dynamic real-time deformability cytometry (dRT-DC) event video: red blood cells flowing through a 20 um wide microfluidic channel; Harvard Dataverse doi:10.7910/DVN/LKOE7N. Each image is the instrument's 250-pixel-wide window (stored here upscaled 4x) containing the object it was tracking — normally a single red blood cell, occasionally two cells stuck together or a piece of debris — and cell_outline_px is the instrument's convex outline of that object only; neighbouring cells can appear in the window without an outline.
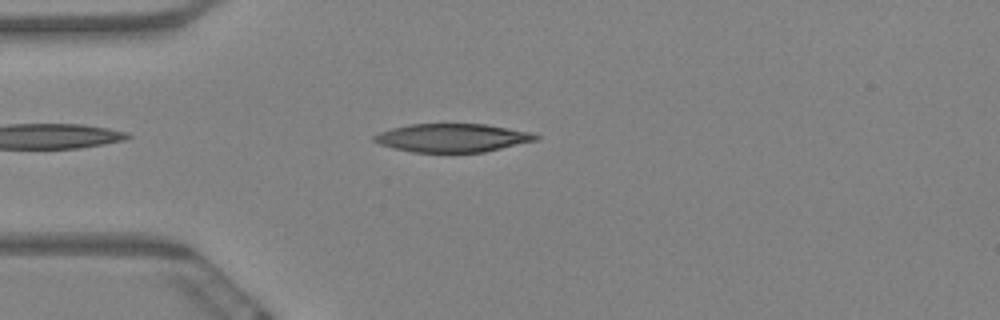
{"species": "Egyptian fruit bat (a non-hibernating species)", "species_latin": "Rousettus aegyptiacus", "temperature_condition": "warm", "stored_images_in_passage": 6, "camera_frame_rate_fps": 3000, "um_per_image_px": 0.085, "animal": {"sex": "female"}, "frame": {"image": 1, "passage_image": 2, "time_ms": 0.333, "image_size_px": [1000, 320], "cell_outline_px": [[540, 136], [536, 140], [484, 152], [412, 152], [392, 148], [380, 144], [372, 140], [372, 136], [380, 132], [392, 128], [408, 124], [484, 124], [528, 132]], "centroid_in_image_um": [38.38, 11.72], "position_along_channel_um": 46.6, "area_um2": 26.47}}
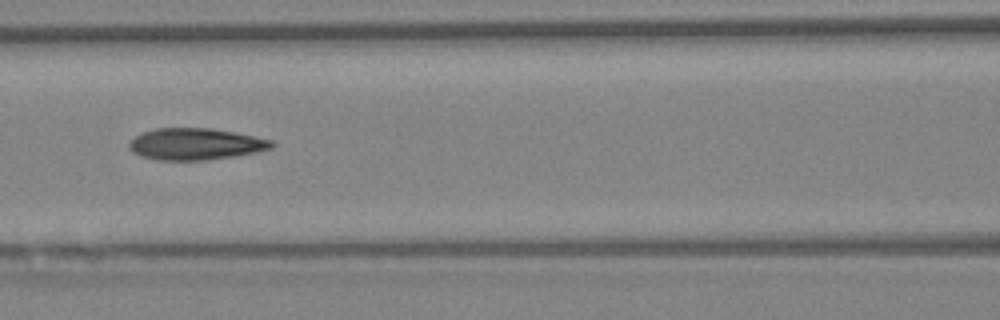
{"frame": {"image": 2, "passage_image": 5, "time_ms": 1.333, "image_size_px": [1000, 320], "cell_outline_px": [[276, 144], [272, 148], [232, 156], [208, 160], [156, 160], [140, 156], [132, 152], [128, 148], [128, 144], [136, 136], [144, 132], [156, 128], [208, 128], [232, 132], [272, 140]], "centroid_in_image_um": [16.57, 12.25], "position_along_channel_um": 150.0, "area_um2": 26.01}}
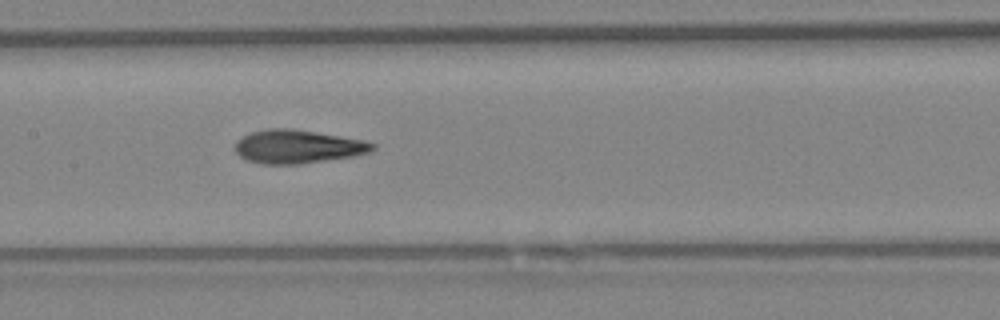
{"frame": {"image": 3, "passage_image": 6, "time_ms": 1.667, "image_size_px": [1000, 320], "cell_outline_px": [[376, 148], [368, 152], [352, 156], [300, 164], [264, 164], [248, 160], [240, 156], [236, 152], [236, 140], [252, 132], [268, 128], [288, 128], [364, 140], [376, 144]], "centroid_in_image_um": [25.3, 12.46], "position_along_channel_um": 182.1, "area_um2": 26.41}}